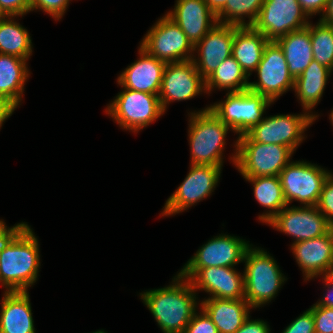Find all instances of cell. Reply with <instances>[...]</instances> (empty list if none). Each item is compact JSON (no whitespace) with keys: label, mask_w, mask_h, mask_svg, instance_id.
I'll list each match as a JSON object with an SVG mask.
<instances>
[{"label":"cell","mask_w":333,"mask_h":333,"mask_svg":"<svg viewBox=\"0 0 333 333\" xmlns=\"http://www.w3.org/2000/svg\"><path fill=\"white\" fill-rule=\"evenodd\" d=\"M69 0H31V11L41 9L50 14L55 20L64 15Z\"/></svg>","instance_id":"d590c367"},{"label":"cell","mask_w":333,"mask_h":333,"mask_svg":"<svg viewBox=\"0 0 333 333\" xmlns=\"http://www.w3.org/2000/svg\"><path fill=\"white\" fill-rule=\"evenodd\" d=\"M316 118L317 115L309 111L299 115H274L263 118L245 134L254 142L284 145L294 152L305 138L304 131Z\"/></svg>","instance_id":"30bf717a"},{"label":"cell","mask_w":333,"mask_h":333,"mask_svg":"<svg viewBox=\"0 0 333 333\" xmlns=\"http://www.w3.org/2000/svg\"><path fill=\"white\" fill-rule=\"evenodd\" d=\"M282 333H315L313 312L309 308L292 321Z\"/></svg>","instance_id":"8d00e7d4"},{"label":"cell","mask_w":333,"mask_h":333,"mask_svg":"<svg viewBox=\"0 0 333 333\" xmlns=\"http://www.w3.org/2000/svg\"><path fill=\"white\" fill-rule=\"evenodd\" d=\"M309 18L298 0H264L252 27L269 41L308 26Z\"/></svg>","instance_id":"8fae6325"},{"label":"cell","mask_w":333,"mask_h":333,"mask_svg":"<svg viewBox=\"0 0 333 333\" xmlns=\"http://www.w3.org/2000/svg\"><path fill=\"white\" fill-rule=\"evenodd\" d=\"M316 207L333 227V175L325 180Z\"/></svg>","instance_id":"d6a6232c"},{"label":"cell","mask_w":333,"mask_h":333,"mask_svg":"<svg viewBox=\"0 0 333 333\" xmlns=\"http://www.w3.org/2000/svg\"><path fill=\"white\" fill-rule=\"evenodd\" d=\"M315 322V333H333V308L314 304L310 308Z\"/></svg>","instance_id":"836d02e7"},{"label":"cell","mask_w":333,"mask_h":333,"mask_svg":"<svg viewBox=\"0 0 333 333\" xmlns=\"http://www.w3.org/2000/svg\"><path fill=\"white\" fill-rule=\"evenodd\" d=\"M39 266L38 240L24 223L0 252V283L7 292L27 291L37 280Z\"/></svg>","instance_id":"7a4b0ae2"},{"label":"cell","mask_w":333,"mask_h":333,"mask_svg":"<svg viewBox=\"0 0 333 333\" xmlns=\"http://www.w3.org/2000/svg\"><path fill=\"white\" fill-rule=\"evenodd\" d=\"M263 3L264 0H227L224 8L216 15L218 23L239 27L252 26ZM244 15H248V23L244 22Z\"/></svg>","instance_id":"4dcf8cb0"},{"label":"cell","mask_w":333,"mask_h":333,"mask_svg":"<svg viewBox=\"0 0 333 333\" xmlns=\"http://www.w3.org/2000/svg\"><path fill=\"white\" fill-rule=\"evenodd\" d=\"M93 333H106V332H104V330H98V331H95Z\"/></svg>","instance_id":"681fc988"},{"label":"cell","mask_w":333,"mask_h":333,"mask_svg":"<svg viewBox=\"0 0 333 333\" xmlns=\"http://www.w3.org/2000/svg\"><path fill=\"white\" fill-rule=\"evenodd\" d=\"M2 8L9 16H23L31 11V0H0Z\"/></svg>","instance_id":"74e56055"},{"label":"cell","mask_w":333,"mask_h":333,"mask_svg":"<svg viewBox=\"0 0 333 333\" xmlns=\"http://www.w3.org/2000/svg\"><path fill=\"white\" fill-rule=\"evenodd\" d=\"M254 186L256 200L269 210V213L259 215V220L267 223L287 206L279 176L244 177Z\"/></svg>","instance_id":"83f0119b"},{"label":"cell","mask_w":333,"mask_h":333,"mask_svg":"<svg viewBox=\"0 0 333 333\" xmlns=\"http://www.w3.org/2000/svg\"><path fill=\"white\" fill-rule=\"evenodd\" d=\"M321 16V22L333 25V0H328L325 11Z\"/></svg>","instance_id":"ee69618b"},{"label":"cell","mask_w":333,"mask_h":333,"mask_svg":"<svg viewBox=\"0 0 333 333\" xmlns=\"http://www.w3.org/2000/svg\"><path fill=\"white\" fill-rule=\"evenodd\" d=\"M268 42L269 40L252 26L235 25L232 57L240 64L248 77L258 67Z\"/></svg>","instance_id":"cb8c5ba5"},{"label":"cell","mask_w":333,"mask_h":333,"mask_svg":"<svg viewBox=\"0 0 333 333\" xmlns=\"http://www.w3.org/2000/svg\"><path fill=\"white\" fill-rule=\"evenodd\" d=\"M204 90L205 79L188 60L166 64L158 96L165 112L169 102L189 100Z\"/></svg>","instance_id":"2e32d148"},{"label":"cell","mask_w":333,"mask_h":333,"mask_svg":"<svg viewBox=\"0 0 333 333\" xmlns=\"http://www.w3.org/2000/svg\"><path fill=\"white\" fill-rule=\"evenodd\" d=\"M106 112L124 129L138 132L164 114L158 95L124 88Z\"/></svg>","instance_id":"52a82bcc"},{"label":"cell","mask_w":333,"mask_h":333,"mask_svg":"<svg viewBox=\"0 0 333 333\" xmlns=\"http://www.w3.org/2000/svg\"><path fill=\"white\" fill-rule=\"evenodd\" d=\"M195 291L204 290L218 299H245L244 275L234 267L201 268L191 279Z\"/></svg>","instance_id":"ac0fdd59"},{"label":"cell","mask_w":333,"mask_h":333,"mask_svg":"<svg viewBox=\"0 0 333 333\" xmlns=\"http://www.w3.org/2000/svg\"><path fill=\"white\" fill-rule=\"evenodd\" d=\"M329 278H331V280H333V265L331 266V269L327 275Z\"/></svg>","instance_id":"7dc6e473"},{"label":"cell","mask_w":333,"mask_h":333,"mask_svg":"<svg viewBox=\"0 0 333 333\" xmlns=\"http://www.w3.org/2000/svg\"><path fill=\"white\" fill-rule=\"evenodd\" d=\"M191 164L222 166L225 136L230 129L209 107L190 114Z\"/></svg>","instance_id":"5b68a950"},{"label":"cell","mask_w":333,"mask_h":333,"mask_svg":"<svg viewBox=\"0 0 333 333\" xmlns=\"http://www.w3.org/2000/svg\"><path fill=\"white\" fill-rule=\"evenodd\" d=\"M27 60L0 53V96L16 107L20 104L25 81L29 77Z\"/></svg>","instance_id":"4316f807"},{"label":"cell","mask_w":333,"mask_h":333,"mask_svg":"<svg viewBox=\"0 0 333 333\" xmlns=\"http://www.w3.org/2000/svg\"><path fill=\"white\" fill-rule=\"evenodd\" d=\"M190 171L177 190L167 199L162 215L186 210L211 195L221 174L222 166L190 164Z\"/></svg>","instance_id":"5bb4252c"},{"label":"cell","mask_w":333,"mask_h":333,"mask_svg":"<svg viewBox=\"0 0 333 333\" xmlns=\"http://www.w3.org/2000/svg\"><path fill=\"white\" fill-rule=\"evenodd\" d=\"M292 251L305 280L328 275L333 265V228L326 234L292 244Z\"/></svg>","instance_id":"d6986e66"},{"label":"cell","mask_w":333,"mask_h":333,"mask_svg":"<svg viewBox=\"0 0 333 333\" xmlns=\"http://www.w3.org/2000/svg\"><path fill=\"white\" fill-rule=\"evenodd\" d=\"M248 242L231 235H219L201 246L179 272L184 278L191 279L201 268L234 267L244 261Z\"/></svg>","instance_id":"4fadbf2b"},{"label":"cell","mask_w":333,"mask_h":333,"mask_svg":"<svg viewBox=\"0 0 333 333\" xmlns=\"http://www.w3.org/2000/svg\"><path fill=\"white\" fill-rule=\"evenodd\" d=\"M224 102L215 103L209 109L239 136L260 123L266 107L272 103L265 96L245 90L228 92Z\"/></svg>","instance_id":"8992f818"},{"label":"cell","mask_w":333,"mask_h":333,"mask_svg":"<svg viewBox=\"0 0 333 333\" xmlns=\"http://www.w3.org/2000/svg\"><path fill=\"white\" fill-rule=\"evenodd\" d=\"M17 107L9 100L0 96V128L3 122L12 115Z\"/></svg>","instance_id":"7bdbcfd3"},{"label":"cell","mask_w":333,"mask_h":333,"mask_svg":"<svg viewBox=\"0 0 333 333\" xmlns=\"http://www.w3.org/2000/svg\"><path fill=\"white\" fill-rule=\"evenodd\" d=\"M313 59L333 71V25L321 22L310 24Z\"/></svg>","instance_id":"1f68e13d"},{"label":"cell","mask_w":333,"mask_h":333,"mask_svg":"<svg viewBox=\"0 0 333 333\" xmlns=\"http://www.w3.org/2000/svg\"><path fill=\"white\" fill-rule=\"evenodd\" d=\"M255 71L258 82H249L248 90L265 96L272 103L288 89H294L295 79L289 73L284 52L276 41L266 44Z\"/></svg>","instance_id":"7c38bea8"},{"label":"cell","mask_w":333,"mask_h":333,"mask_svg":"<svg viewBox=\"0 0 333 333\" xmlns=\"http://www.w3.org/2000/svg\"><path fill=\"white\" fill-rule=\"evenodd\" d=\"M269 325L263 320H250L248 317L235 333H269Z\"/></svg>","instance_id":"f35d334b"},{"label":"cell","mask_w":333,"mask_h":333,"mask_svg":"<svg viewBox=\"0 0 333 333\" xmlns=\"http://www.w3.org/2000/svg\"><path fill=\"white\" fill-rule=\"evenodd\" d=\"M201 310L200 315L194 313L183 333H219L208 314Z\"/></svg>","instance_id":"e575fe53"},{"label":"cell","mask_w":333,"mask_h":333,"mask_svg":"<svg viewBox=\"0 0 333 333\" xmlns=\"http://www.w3.org/2000/svg\"><path fill=\"white\" fill-rule=\"evenodd\" d=\"M331 173L304 161L288 163L279 174L284 199L297 200L304 206H316L325 180Z\"/></svg>","instance_id":"9c48e42d"},{"label":"cell","mask_w":333,"mask_h":333,"mask_svg":"<svg viewBox=\"0 0 333 333\" xmlns=\"http://www.w3.org/2000/svg\"><path fill=\"white\" fill-rule=\"evenodd\" d=\"M9 17V15L6 13V11L2 8L0 4V22L6 20Z\"/></svg>","instance_id":"bcb514c9"},{"label":"cell","mask_w":333,"mask_h":333,"mask_svg":"<svg viewBox=\"0 0 333 333\" xmlns=\"http://www.w3.org/2000/svg\"><path fill=\"white\" fill-rule=\"evenodd\" d=\"M210 10L217 15L226 5L227 0H204Z\"/></svg>","instance_id":"f6af8a7d"},{"label":"cell","mask_w":333,"mask_h":333,"mask_svg":"<svg viewBox=\"0 0 333 333\" xmlns=\"http://www.w3.org/2000/svg\"><path fill=\"white\" fill-rule=\"evenodd\" d=\"M323 278H324L323 282H325V287H328L326 289L328 291L326 292L329 294L326 293V295H324L325 297H323L322 300H320L318 303L315 304L319 306L333 308V280H331V278H329L327 275H325Z\"/></svg>","instance_id":"b9f144b4"},{"label":"cell","mask_w":333,"mask_h":333,"mask_svg":"<svg viewBox=\"0 0 333 333\" xmlns=\"http://www.w3.org/2000/svg\"><path fill=\"white\" fill-rule=\"evenodd\" d=\"M332 70L312 60L310 65L294 80V90L304 110H312L320 101Z\"/></svg>","instance_id":"484cf974"},{"label":"cell","mask_w":333,"mask_h":333,"mask_svg":"<svg viewBox=\"0 0 333 333\" xmlns=\"http://www.w3.org/2000/svg\"><path fill=\"white\" fill-rule=\"evenodd\" d=\"M252 307L245 299L207 298L201 302L219 333H235L249 317Z\"/></svg>","instance_id":"603a6c76"},{"label":"cell","mask_w":333,"mask_h":333,"mask_svg":"<svg viewBox=\"0 0 333 333\" xmlns=\"http://www.w3.org/2000/svg\"><path fill=\"white\" fill-rule=\"evenodd\" d=\"M170 286L141 293V299L164 333H183L196 312V292L180 273Z\"/></svg>","instance_id":"6da1fadb"},{"label":"cell","mask_w":333,"mask_h":333,"mask_svg":"<svg viewBox=\"0 0 333 333\" xmlns=\"http://www.w3.org/2000/svg\"><path fill=\"white\" fill-rule=\"evenodd\" d=\"M282 48L288 71L295 79L313 60L310 23L304 29L290 32L276 40Z\"/></svg>","instance_id":"d4e9b609"},{"label":"cell","mask_w":333,"mask_h":333,"mask_svg":"<svg viewBox=\"0 0 333 333\" xmlns=\"http://www.w3.org/2000/svg\"><path fill=\"white\" fill-rule=\"evenodd\" d=\"M235 147L231 160L243 177L279 176L293 154L289 147L254 142L246 134L238 136Z\"/></svg>","instance_id":"277c9868"},{"label":"cell","mask_w":333,"mask_h":333,"mask_svg":"<svg viewBox=\"0 0 333 333\" xmlns=\"http://www.w3.org/2000/svg\"><path fill=\"white\" fill-rule=\"evenodd\" d=\"M1 302L0 333H35L27 291H5Z\"/></svg>","instance_id":"7402d4cb"},{"label":"cell","mask_w":333,"mask_h":333,"mask_svg":"<svg viewBox=\"0 0 333 333\" xmlns=\"http://www.w3.org/2000/svg\"><path fill=\"white\" fill-rule=\"evenodd\" d=\"M298 2L309 17L316 13H324L328 0H298Z\"/></svg>","instance_id":"ab89813d"},{"label":"cell","mask_w":333,"mask_h":333,"mask_svg":"<svg viewBox=\"0 0 333 333\" xmlns=\"http://www.w3.org/2000/svg\"><path fill=\"white\" fill-rule=\"evenodd\" d=\"M235 25L217 23L195 46L200 58H193L199 74L208 78L226 58L232 56Z\"/></svg>","instance_id":"e0dca14e"},{"label":"cell","mask_w":333,"mask_h":333,"mask_svg":"<svg viewBox=\"0 0 333 333\" xmlns=\"http://www.w3.org/2000/svg\"><path fill=\"white\" fill-rule=\"evenodd\" d=\"M9 16L0 22V53L28 60L32 55V40L27 29Z\"/></svg>","instance_id":"f1b7e54d"},{"label":"cell","mask_w":333,"mask_h":333,"mask_svg":"<svg viewBox=\"0 0 333 333\" xmlns=\"http://www.w3.org/2000/svg\"><path fill=\"white\" fill-rule=\"evenodd\" d=\"M140 47L166 64L192 60L195 51L186 34L166 14L148 31Z\"/></svg>","instance_id":"ba28073f"},{"label":"cell","mask_w":333,"mask_h":333,"mask_svg":"<svg viewBox=\"0 0 333 333\" xmlns=\"http://www.w3.org/2000/svg\"><path fill=\"white\" fill-rule=\"evenodd\" d=\"M267 223L293 236L294 242L322 236L333 228L316 206L285 207Z\"/></svg>","instance_id":"9a60e30c"},{"label":"cell","mask_w":333,"mask_h":333,"mask_svg":"<svg viewBox=\"0 0 333 333\" xmlns=\"http://www.w3.org/2000/svg\"><path fill=\"white\" fill-rule=\"evenodd\" d=\"M330 120H331V122H332V124H333V110H332V112H331V114H330Z\"/></svg>","instance_id":"c3c4849f"},{"label":"cell","mask_w":333,"mask_h":333,"mask_svg":"<svg viewBox=\"0 0 333 333\" xmlns=\"http://www.w3.org/2000/svg\"><path fill=\"white\" fill-rule=\"evenodd\" d=\"M174 10L166 15L172 19L195 46L217 23V16L204 0H177Z\"/></svg>","instance_id":"ffe728a7"},{"label":"cell","mask_w":333,"mask_h":333,"mask_svg":"<svg viewBox=\"0 0 333 333\" xmlns=\"http://www.w3.org/2000/svg\"><path fill=\"white\" fill-rule=\"evenodd\" d=\"M244 262L245 300L257 308L270 302L286 279L275 259L263 249L250 246Z\"/></svg>","instance_id":"3957f363"},{"label":"cell","mask_w":333,"mask_h":333,"mask_svg":"<svg viewBox=\"0 0 333 333\" xmlns=\"http://www.w3.org/2000/svg\"><path fill=\"white\" fill-rule=\"evenodd\" d=\"M140 58L118 77V84L134 91L158 95L166 63L139 48Z\"/></svg>","instance_id":"44dd1931"},{"label":"cell","mask_w":333,"mask_h":333,"mask_svg":"<svg viewBox=\"0 0 333 333\" xmlns=\"http://www.w3.org/2000/svg\"><path fill=\"white\" fill-rule=\"evenodd\" d=\"M248 76L240 64L232 57L226 58L217 69L205 79L204 92L209 93L213 88L230 89L231 92L248 90Z\"/></svg>","instance_id":"f546056e"},{"label":"cell","mask_w":333,"mask_h":333,"mask_svg":"<svg viewBox=\"0 0 333 333\" xmlns=\"http://www.w3.org/2000/svg\"><path fill=\"white\" fill-rule=\"evenodd\" d=\"M24 224L18 223L13 227H8L5 225V222L0 220V252L4 246V244L7 242V240Z\"/></svg>","instance_id":"60d3db41"}]
</instances>
